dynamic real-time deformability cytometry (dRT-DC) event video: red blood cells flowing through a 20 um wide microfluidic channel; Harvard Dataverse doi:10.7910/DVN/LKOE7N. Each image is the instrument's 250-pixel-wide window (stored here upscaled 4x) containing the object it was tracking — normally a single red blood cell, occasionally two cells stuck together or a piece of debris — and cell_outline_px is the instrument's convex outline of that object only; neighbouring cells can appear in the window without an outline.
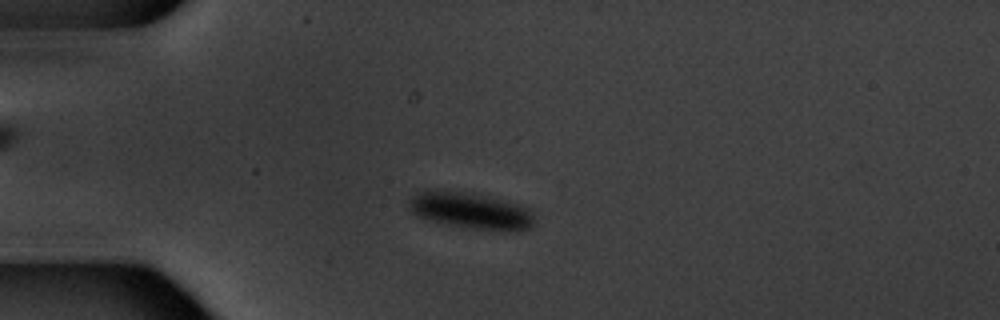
{"species": "common noctule bat (a hibernating species)", "species_latin": "Nyctalus noctula", "temperature_condition": "warm", "stored_images_in_passage": 7, "camera_frame_rate_fps": 3000, "um_per_image_px": 0.085, "animal": {"sex": "male", "body_mass_g": 20.1, "forearm_length_mm": 53.5}, "frame": {"image": 1, "passage_image": 5, "time_ms": 4.667, "image_size_px": [1000, 320], "cell_outline_px": [[536, 224], [532, 228], [516, 232], [504, 232], [464, 228], [416, 216], [408, 208], [408, 200], [424, 192], [476, 192], [516, 204], [528, 208], [532, 212], [536, 220]], "centroid_in_image_um": [40.15, 17.97], "position_along_channel_um": 44.8, "area_um2": 26.76}}